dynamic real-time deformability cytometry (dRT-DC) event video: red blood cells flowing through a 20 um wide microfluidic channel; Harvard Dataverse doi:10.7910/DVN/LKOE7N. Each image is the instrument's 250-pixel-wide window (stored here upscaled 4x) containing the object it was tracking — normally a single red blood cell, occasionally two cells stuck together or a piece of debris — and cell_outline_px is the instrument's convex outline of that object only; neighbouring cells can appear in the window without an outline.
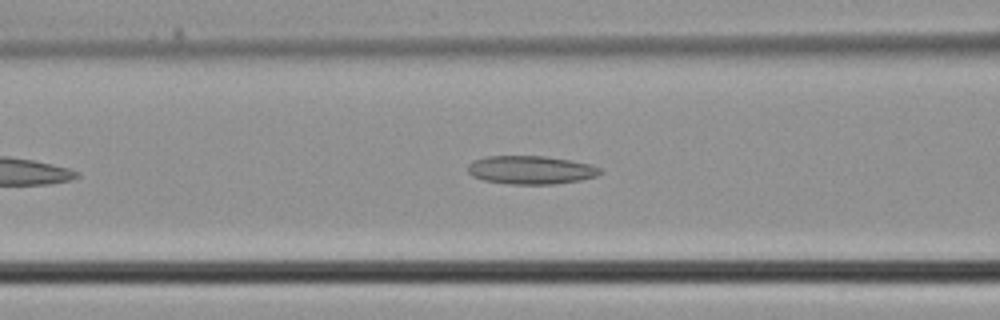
{"species": "common noctule bat (a hibernating species)", "species_latin": "Nyctalus noctula", "temperature_condition": "cold", "stored_images_in_passage": 30, "camera_frame_rate_fps": 3000, "um_per_image_px": 0.085, "animal": {"sex": "male", "body_mass_g": 21.5, "forearm_length_mm": 52.0}, "frame": {"image": 1, "passage_image": 8, "time_ms": 2.333, "image_size_px": [1000, 320], "cell_outline_px": [[604, 172], [596, 176], [580, 180], [556, 184], [508, 184], [484, 180], [472, 176], [468, 172], [468, 164], [472, 160], [484, 156], [544, 156], [572, 160], [592, 164], [600, 168]], "centroid_in_image_um": [45.13, 14.44], "position_along_channel_um": 121.5, "area_um2": 22.14}}
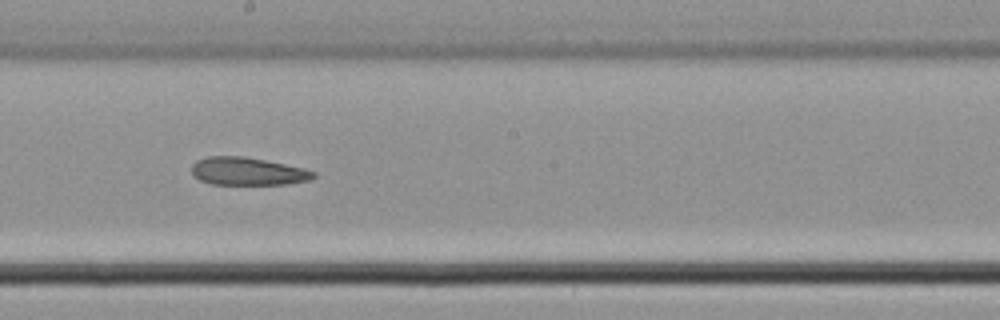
{"frame": {"image": 2, "passage_image": 14, "time_ms": 4.333, "image_size_px": [1000, 320], "cell_outline_px": [[316, 176], [308, 180], [288, 184], [212, 184], [200, 180], [192, 176], [192, 164], [196, 160], [208, 156], [244, 156], [304, 168], [316, 172]], "centroid_in_image_um": [21.02, 14.56], "position_along_channel_um": 227.2, "area_um2": 19.77}}
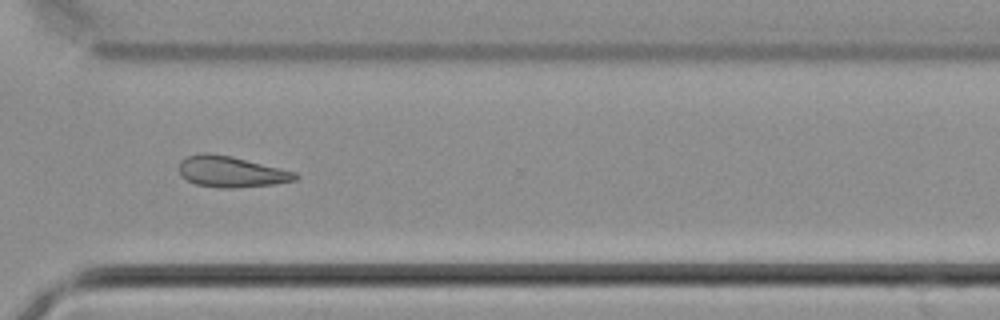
{"frame": {"image": 3, "passage_image": 21, "time_ms": 6.667, "image_size_px": [1000, 320], "cell_outline_px": [[300, 176], [296, 180], [272, 184], [232, 188], [220, 188], [196, 184], [180, 176], [180, 160], [188, 156], [200, 152], [208, 152], [232, 156], [296, 172]], "centroid_in_image_um": [19.63, 14.58], "position_along_channel_um": 351.0, "area_um2": 20.98}}